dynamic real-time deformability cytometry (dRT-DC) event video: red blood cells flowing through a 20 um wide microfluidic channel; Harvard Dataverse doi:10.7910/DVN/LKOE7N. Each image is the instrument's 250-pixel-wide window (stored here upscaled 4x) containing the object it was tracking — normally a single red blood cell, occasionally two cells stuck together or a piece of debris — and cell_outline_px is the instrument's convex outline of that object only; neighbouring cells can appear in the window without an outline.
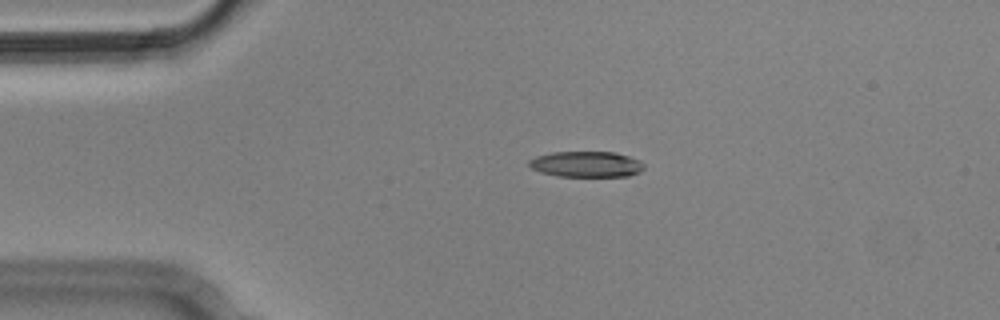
{"species": "Egyptian fruit bat (a non-hibernating species)", "species_latin": "Rousettus aegyptiacus", "temperature_condition": "cold", "stored_images_in_passage": 5, "camera_frame_rate_fps": 3000, "um_per_image_px": 0.085, "animal": {"sex": "male"}, "frame": {"image": 1, "passage_image": 4, "time_ms": 1.0, "image_size_px": [1000, 320], "cell_outline_px": [[644, 168], [640, 172], [628, 176], [556, 176], [540, 172], [532, 168], [528, 164], [528, 160], [536, 156], [552, 152], [616, 152], [640, 160], [644, 164]], "centroid_in_image_um": [49.84, 13.96], "position_along_channel_um": 35.2, "area_um2": 17.34}}